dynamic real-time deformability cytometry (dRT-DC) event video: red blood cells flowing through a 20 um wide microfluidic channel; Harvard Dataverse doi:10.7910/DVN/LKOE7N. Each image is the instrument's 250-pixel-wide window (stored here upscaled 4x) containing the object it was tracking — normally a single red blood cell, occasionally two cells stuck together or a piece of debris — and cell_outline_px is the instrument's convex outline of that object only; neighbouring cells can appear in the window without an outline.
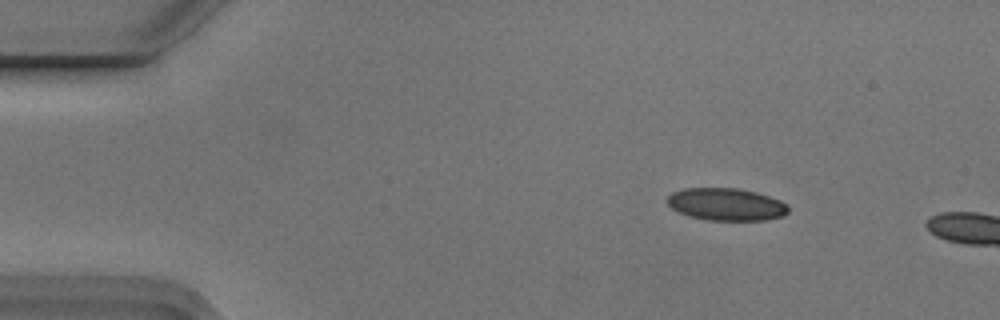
{"species": "Egyptian fruit bat (a non-hibernating species)", "species_latin": "Rousettus aegyptiacus", "temperature_condition": "cold", "stored_images_in_passage": 2, "camera_frame_rate_fps": 3000, "um_per_image_px": 0.085, "animal": {"sex": "male"}, "frame": {"image": 1, "passage_image": 1, "time_ms": 0.0, "image_size_px": [1000, 320], "cell_outline_px": [[788, 212], [784, 216], [764, 220], [708, 220], [688, 216], [672, 208], [668, 204], [668, 196], [672, 192], [684, 188], [736, 188], [756, 192], [780, 200], [788, 204]], "centroid_in_image_um": [61.74, 17.37], "position_along_channel_um": 23.3, "area_um2": 22.83}}